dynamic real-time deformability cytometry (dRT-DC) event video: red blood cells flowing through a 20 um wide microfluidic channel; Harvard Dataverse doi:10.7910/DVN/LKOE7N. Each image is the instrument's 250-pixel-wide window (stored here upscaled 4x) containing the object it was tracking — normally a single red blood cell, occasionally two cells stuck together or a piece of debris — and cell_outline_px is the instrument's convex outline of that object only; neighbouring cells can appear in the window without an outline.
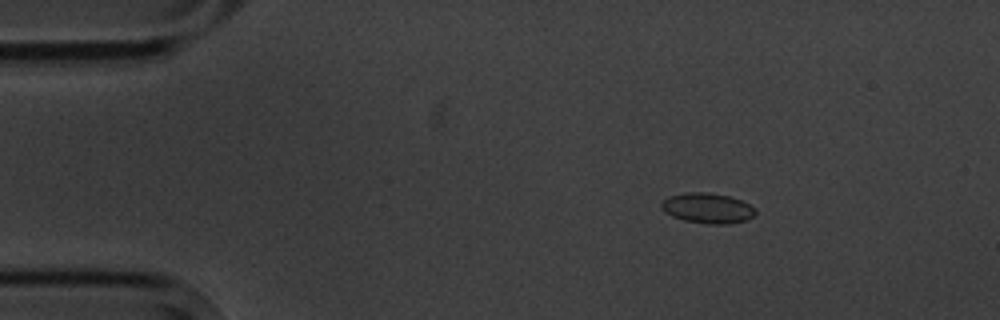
{"species": "common noctule bat (a hibernating species)", "species_latin": "Nyctalus noctula", "temperature_condition": "cold", "stored_images_in_passage": 9, "camera_frame_rate_fps": 3000, "um_per_image_px": 0.085, "animal": {"sex": "male", "body_mass_g": 20.1, "forearm_length_mm": 53.5}, "frame": {"image": 1, "passage_image": 2, "time_ms": 1.333, "image_size_px": [1000, 320], "cell_outline_px": [[756, 212], [748, 220], [728, 224], [708, 224], [684, 220], [672, 216], [664, 212], [660, 208], [660, 204], [668, 196], [688, 192], [708, 192], [728, 196], [740, 200], [756, 208]], "centroid_in_image_um": [60.12, 17.69], "position_along_channel_um": 24.9, "area_um2": 16.65}}
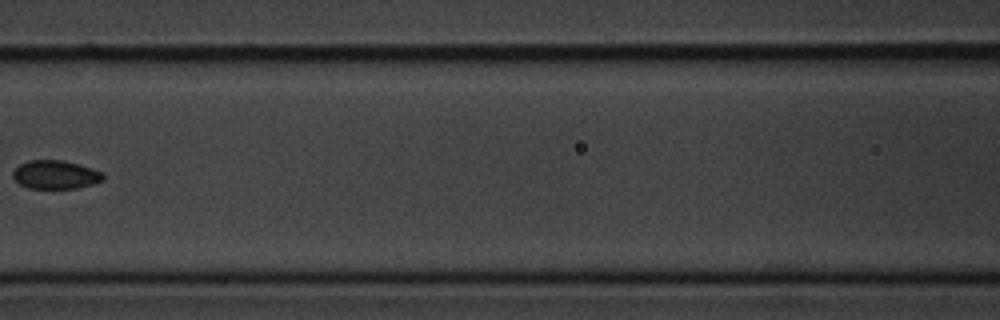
{"frame": {"image": 2, "passage_image": 6, "time_ms": 7.0, "image_size_px": [1000, 320], "cell_outline_px": [[104, 180], [92, 184], [76, 188], [28, 188], [20, 184], [12, 176], [12, 172], [20, 164], [28, 160], [64, 160], [104, 172]], "centroid_in_image_um": [4.72, 14.84], "position_along_channel_um": 161.9, "area_um2": 14.97}}
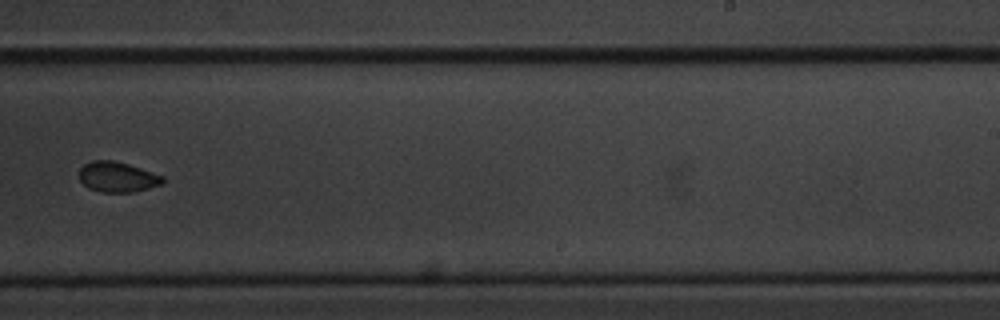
{"frame": {"image": 3, "passage_image": 9, "time_ms": 10.333, "image_size_px": [1000, 320], "cell_outline_px": [[164, 184], [132, 192], [100, 192], [88, 188], [80, 180], [80, 168], [84, 164], [92, 160], [112, 160], [128, 164], [164, 176]], "centroid_in_image_um": [9.98, 15.04], "position_along_channel_um": 279.0, "area_um2": 14.74}}